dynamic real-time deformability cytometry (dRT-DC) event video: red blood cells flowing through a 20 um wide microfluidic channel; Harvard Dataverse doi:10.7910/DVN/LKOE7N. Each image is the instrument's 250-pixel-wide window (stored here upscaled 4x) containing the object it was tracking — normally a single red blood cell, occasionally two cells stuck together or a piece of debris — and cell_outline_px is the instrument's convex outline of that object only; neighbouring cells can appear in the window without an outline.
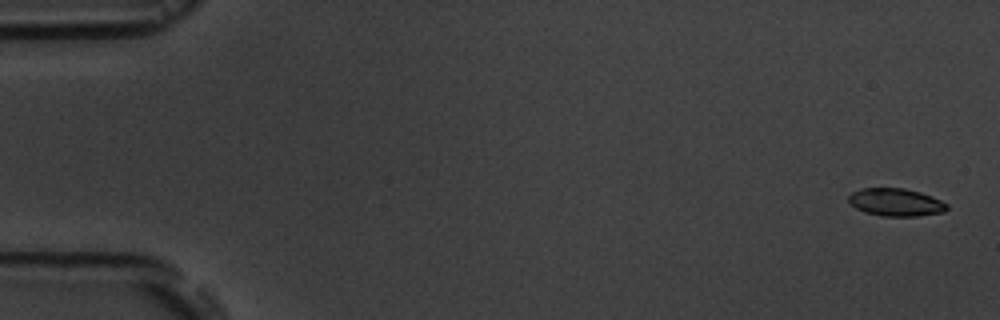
{"species": "common noctule bat (a hibernating species)", "species_latin": "Nyctalus noctula", "temperature_condition": "room temperature", "stored_images_in_passage": 5, "camera_frame_rate_fps": 3000, "um_per_image_px": 0.085, "animal": {"sex": "male", "body_mass_g": 19.5, "forearm_length_mm": 54.6}, "frame": {"image": 1, "passage_image": 1, "time_ms": 0.0, "image_size_px": [1000, 320], "cell_outline_px": [[948, 208], [944, 212], [916, 216], [880, 216], [864, 212], [856, 208], [848, 200], [848, 196], [852, 192], [860, 188], [904, 188], [920, 192], [932, 196], [948, 204]], "centroid_in_image_um": [76.14, 17.19], "position_along_channel_um": 8.9, "area_um2": 15.95}}
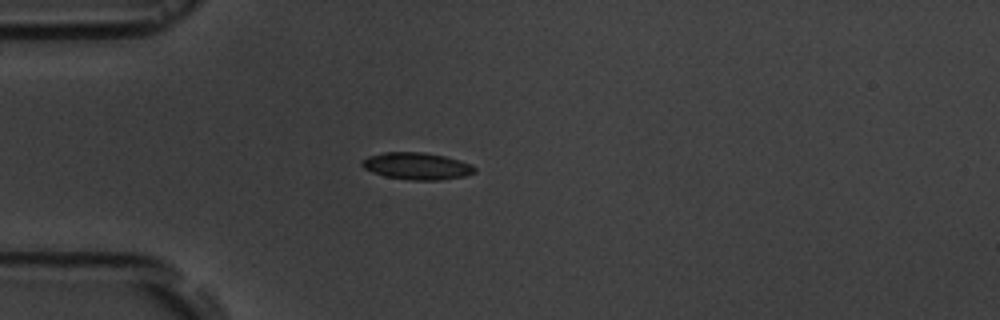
{"frame": {"image": 2, "passage_image": 5, "time_ms": 4.667, "image_size_px": [1000, 320], "cell_outline_px": [[476, 172], [464, 176], [440, 180], [412, 180], [384, 176], [372, 172], [364, 168], [360, 164], [360, 160], [368, 156], [384, 152], [424, 152], [444, 156], [460, 160], [472, 164], [476, 168]], "centroid_in_image_um": [35.42, 14.11], "position_along_channel_um": 49.6, "area_um2": 17.86}}